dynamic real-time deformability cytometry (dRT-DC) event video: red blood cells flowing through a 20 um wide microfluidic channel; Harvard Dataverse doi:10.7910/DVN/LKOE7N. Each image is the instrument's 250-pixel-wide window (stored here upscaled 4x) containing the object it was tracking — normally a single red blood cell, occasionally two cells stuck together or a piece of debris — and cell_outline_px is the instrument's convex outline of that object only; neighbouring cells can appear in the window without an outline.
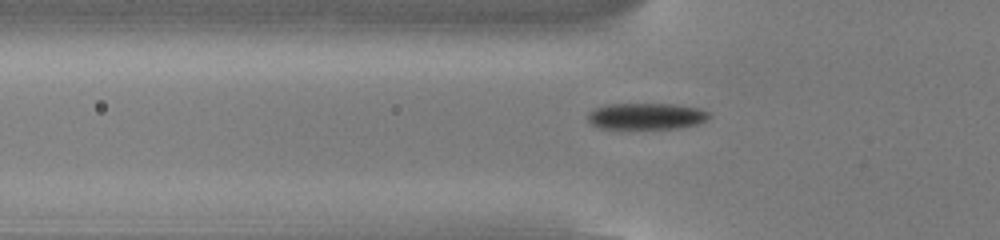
{"species": "common noctule bat (a hibernating species)", "species_latin": "Nyctalus noctula", "temperature_condition": "cold", "stored_images_in_passage": 54, "camera_frame_rate_fps": 3000, "um_per_image_px": 0.085, "animal": {"sex": "male", "body_mass_g": 13.0, "forearm_length_mm": 53.1}, "frame": {"image": 1, "passage_image": 18, "time_ms": 5.667, "image_size_px": [1000, 240], "cell_outline_px": [[712, 116], [708, 120], [700, 124], [680, 128], [600, 128], [592, 124], [588, 120], [588, 112], [596, 108], [608, 104], [672, 104], [700, 108], [708, 112]], "centroid_in_image_um": [55.0, 9.88], "position_along_channel_um": 70.8, "area_um2": 18.73}}
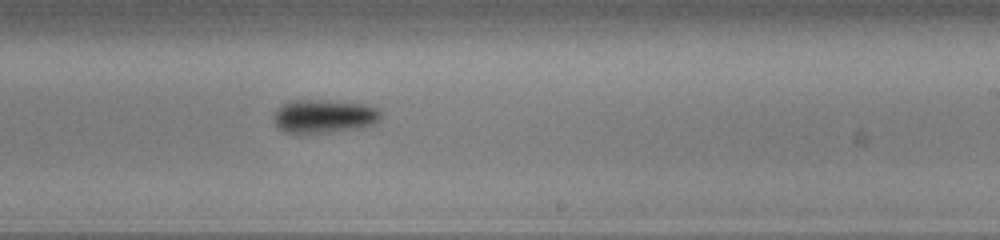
{"frame": {"image": 2, "passage_image": 33, "time_ms": 10.667, "image_size_px": [1000, 240], "cell_outline_px": [[380, 120], [372, 124], [360, 128], [328, 132], [284, 132], [272, 120], [272, 116], [288, 100], [320, 100], [364, 104], [376, 108], [380, 112]], "centroid_in_image_um": [27.53, 9.87], "position_along_channel_um": 261.5, "area_um2": 20.52}}
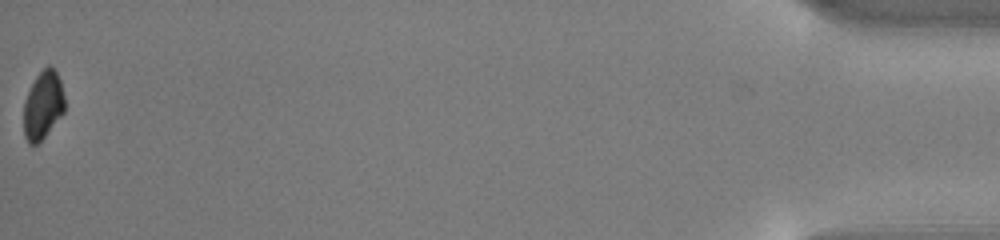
{"frame": {"image": 3, "passage_image": 54, "time_ms": 17.667, "image_size_px": [1000, 240], "cell_outline_px": [[64, 112], [44, 136], [36, 144], [28, 144], [24, 136], [24, 100], [36, 76], [48, 64], [56, 72], [60, 80], [64, 96]], "centroid_in_image_um": [3.64, 8.94], "position_along_channel_um": 431.6, "area_um2": 16.01}, "authors_computed_cell_mechanics": {"area_um2": 18.6983, "velocity_mm_per_s": 3.8192, "shape_relaxation_time_tau1_ms": 1.5143, "shape_relaxation_time_tau2_ms": null, "deformation_change_tau1": 0.1053, "deformation_change_tau2": null}}